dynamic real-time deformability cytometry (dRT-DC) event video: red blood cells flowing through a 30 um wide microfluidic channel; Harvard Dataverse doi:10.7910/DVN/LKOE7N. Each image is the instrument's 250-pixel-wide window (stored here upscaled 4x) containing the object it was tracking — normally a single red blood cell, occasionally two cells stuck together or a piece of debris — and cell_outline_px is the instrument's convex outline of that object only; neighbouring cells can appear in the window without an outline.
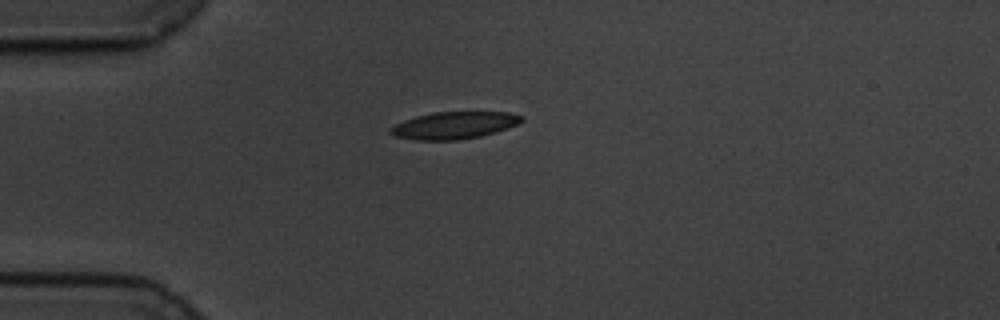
{"species": "common noctule bat (a hibernating species)", "species_latin": "Nyctalus noctula", "temperature_condition": "cold", "stored_images_in_passage": 44, "camera_frame_rate_fps": 3000, "um_per_image_px": 0.085, "animal": {"sex": "male", "body_mass_g": 19.5, "forearm_length_mm": 54.6}, "frame": {"image": 1, "passage_image": 1, "time_ms": 0.0, "image_size_px": [1000, 320], "cell_outline_px": [[524, 120], [508, 128], [496, 132], [480, 136], [456, 140], [416, 140], [392, 136], [388, 132], [388, 128], [404, 120], [416, 116], [432, 112], [508, 112], [524, 116]], "centroid_in_image_um": [38.57, 10.65], "position_along_channel_um": 46.4, "area_um2": 20.87}}
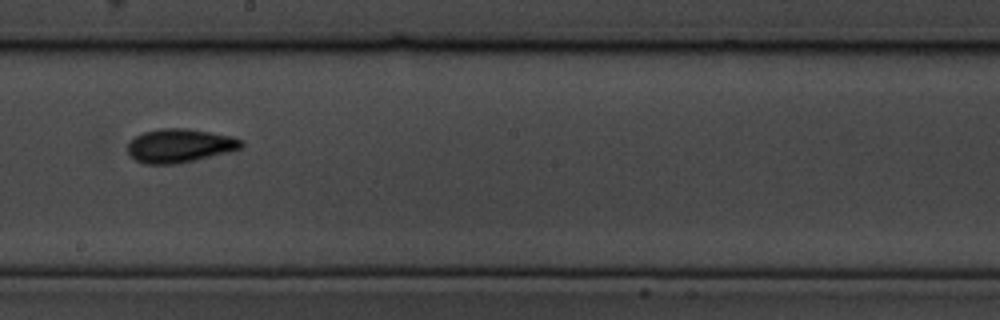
{"frame": {"image": 2, "passage_image": 19, "time_ms": 6.0, "image_size_px": [1000, 320], "cell_outline_px": [[244, 144], [240, 148], [228, 152], [176, 164], [144, 164], [136, 160], [128, 152], [128, 144], [136, 136], [144, 132], [160, 128], [188, 128], [232, 136], [244, 140]], "centroid_in_image_um": [15.29, 12.37], "position_along_channel_um": 232.9, "area_um2": 22.2}}
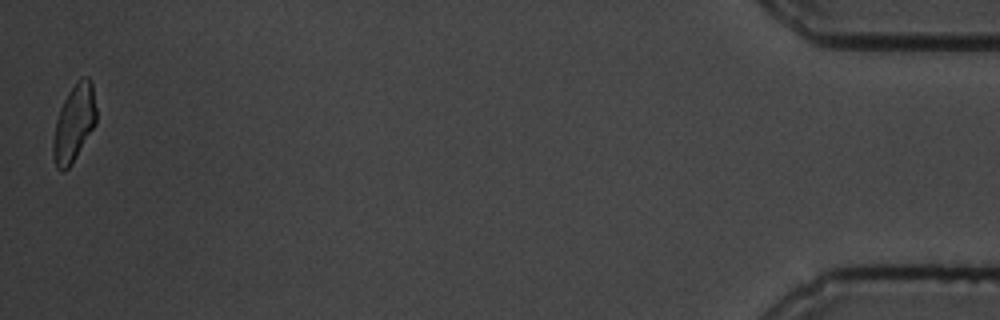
{"frame": {"image": 3, "passage_image": 44, "time_ms": 14.333, "image_size_px": [1000, 320], "cell_outline_px": [[96, 124], [72, 164], [64, 172], [60, 172], [56, 168], [52, 156], [52, 140], [56, 120], [60, 108], [68, 92], [76, 80], [84, 76], [88, 76], [92, 84], [96, 108]], "centroid_in_image_um": [6.27, 10.5], "position_along_channel_um": 428.9, "area_um2": 19.65}, "authors_computed_cell_mechanics": {"area_um2": 20.8369, "velocity_mm_per_s": 3.4213, "shape_relaxation_time_tau1_ms": 4.564, "shape_relaxation_time_tau2_ms": 2.3805, "deformation_change_tau1": 0.1375, "deformation_change_tau2": 0.0856}}